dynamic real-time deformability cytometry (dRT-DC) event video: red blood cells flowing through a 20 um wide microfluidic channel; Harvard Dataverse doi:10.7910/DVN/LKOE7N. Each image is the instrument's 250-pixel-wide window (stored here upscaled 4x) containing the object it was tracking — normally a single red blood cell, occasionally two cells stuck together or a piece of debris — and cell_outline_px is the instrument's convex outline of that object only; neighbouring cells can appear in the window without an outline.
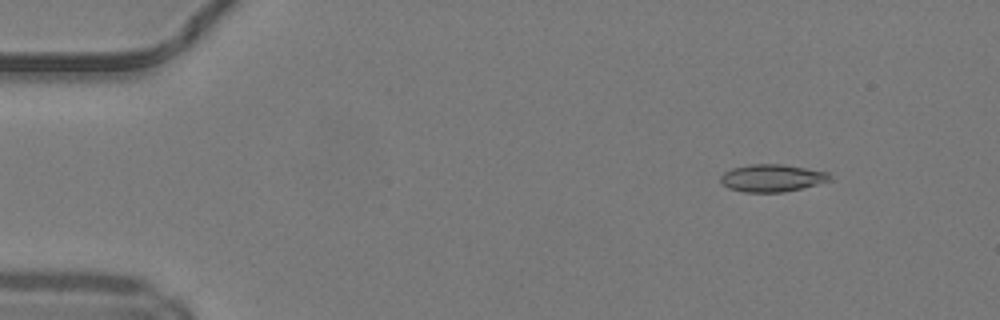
{"species": "common noctule bat (a hibernating species)", "species_latin": "Nyctalus noctula", "temperature_condition": "warm", "stored_images_in_passage": 45, "camera_frame_rate_fps": 3000, "um_per_image_px": 0.085, "animal": {"sex": "male", "body_mass_g": 19.2, "forearm_length_mm": 51.8}, "frame": {"image": 1, "passage_image": 2, "time_ms": 0.333, "image_size_px": [1000, 320], "cell_outline_px": [[832, 180], [784, 192], [744, 192], [728, 188], [720, 180], [720, 176], [724, 172], [732, 168], [752, 164], [780, 164], [828, 172], [832, 176]], "centroid_in_image_um": [65.61, 15.13], "position_along_channel_um": 19.4, "area_um2": 17.28}}
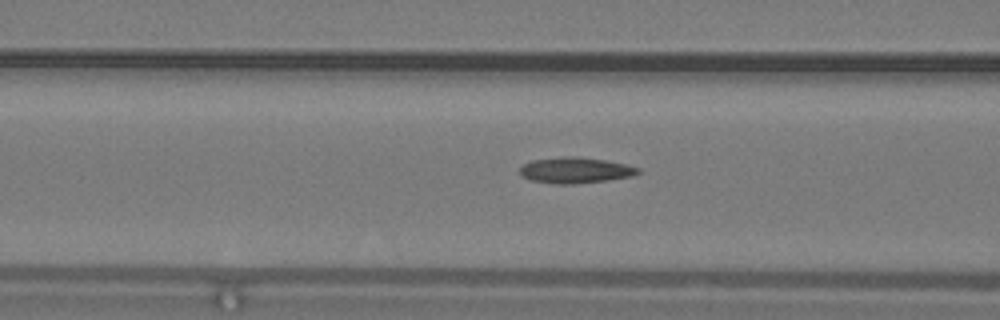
{"frame": {"image": 2, "passage_image": 16, "time_ms": 5.0, "image_size_px": [1000, 320], "cell_outline_px": [[640, 172], [632, 176], [608, 180], [576, 184], [552, 184], [528, 180], [520, 176], [520, 168], [524, 164], [532, 160], [568, 156], [576, 156], [604, 160], [628, 164], [640, 168]], "centroid_in_image_um": [48.89, 14.48], "position_along_channel_um": 117.7, "area_um2": 18.03}}
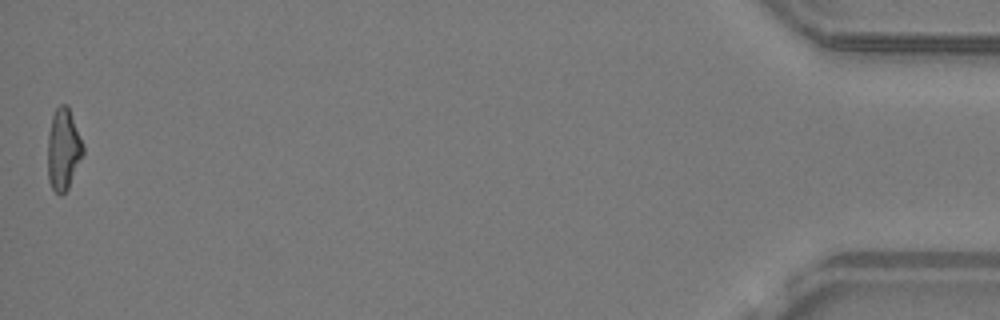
{"frame": {"image": 3, "passage_image": 45, "time_ms": 14.667, "image_size_px": [1000, 320], "cell_outline_px": [[84, 152], [68, 188], [60, 196], [52, 188], [48, 180], [48, 132], [52, 116], [56, 108], [60, 104], [68, 104], [84, 144]], "centroid_in_image_um": [5.39, 12.66], "position_along_channel_um": 429.8, "area_um2": 16.94}, "authors_computed_cell_mechanics": {"area_um2": 17.2244, "velocity_mm_per_s": 4.2358, "shape_relaxation_time_tau1_ms": null, "shape_relaxation_time_tau2_ms": 2.4393, "deformation_change_tau1": null, "deformation_change_tau2": 0.1081}}